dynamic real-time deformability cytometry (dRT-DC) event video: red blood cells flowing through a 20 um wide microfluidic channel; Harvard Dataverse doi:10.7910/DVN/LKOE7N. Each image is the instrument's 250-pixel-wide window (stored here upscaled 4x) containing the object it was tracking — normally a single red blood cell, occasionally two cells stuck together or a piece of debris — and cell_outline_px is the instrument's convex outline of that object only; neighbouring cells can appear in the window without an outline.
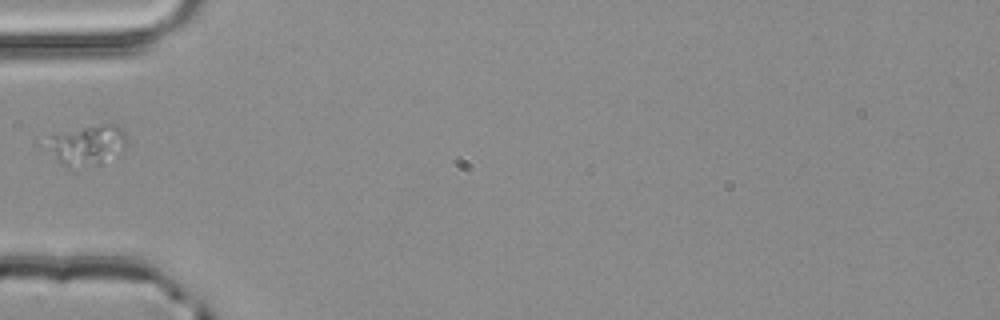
{"species": "common noctule bat (a hibernating species)", "species_latin": "Nyctalus noctula", "temperature_condition": "room temperature", "stored_images_in_passage": 1, "camera_frame_rate_fps": 3000, "um_per_image_px": 0.085, "animal": {"sex": "male", "body_mass_g": 20.4}, "frame": {"image": 1, "passage_image": 1, "time_ms": 0.0, "image_size_px": [1000, 320], "cell_outline_px": [[124, 144], [100, 164], [68, 168], [44, 144], [52, 136], [84, 128], [112, 124], [116, 124], [124, 132]], "centroid_in_image_um": [7.36, 12.34], "position_along_channel_um": 77.6, "area_um2": 17.05}}